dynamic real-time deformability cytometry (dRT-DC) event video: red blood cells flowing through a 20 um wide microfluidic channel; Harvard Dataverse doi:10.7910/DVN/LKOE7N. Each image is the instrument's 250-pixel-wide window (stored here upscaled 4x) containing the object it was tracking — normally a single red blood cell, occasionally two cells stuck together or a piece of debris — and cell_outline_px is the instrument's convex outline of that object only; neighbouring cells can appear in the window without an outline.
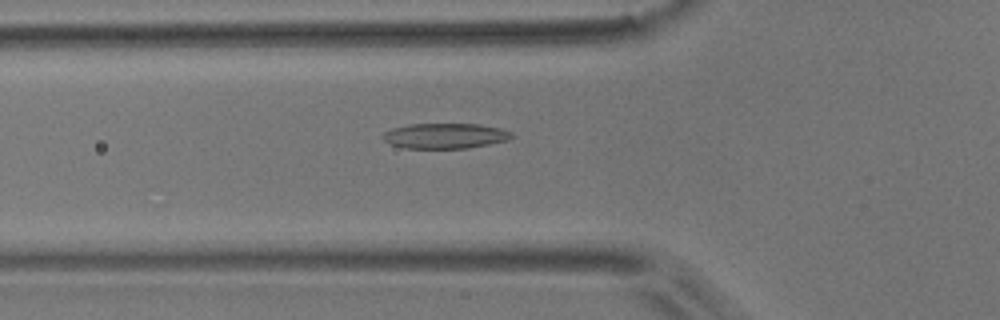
{"species": "common noctule bat (a hibernating species)", "species_latin": "Nyctalus noctula", "temperature_condition": "room temperature", "stored_images_in_passage": 50, "camera_frame_rate_fps": 3000, "um_per_image_px": 0.085, "animal": {"sex": "male", "body_mass_g": 17.9}, "frame": {"image": 1, "passage_image": 19, "time_ms": 6.0, "image_size_px": [1000, 320], "cell_outline_px": [[512, 136], [508, 140], [468, 148], [404, 148], [392, 144], [384, 140], [380, 136], [384, 132], [392, 128], [408, 124], [480, 124], [500, 128], [512, 132]], "centroid_in_image_um": [37.81, 11.54], "position_along_channel_um": 88.0, "area_um2": 18.96}}
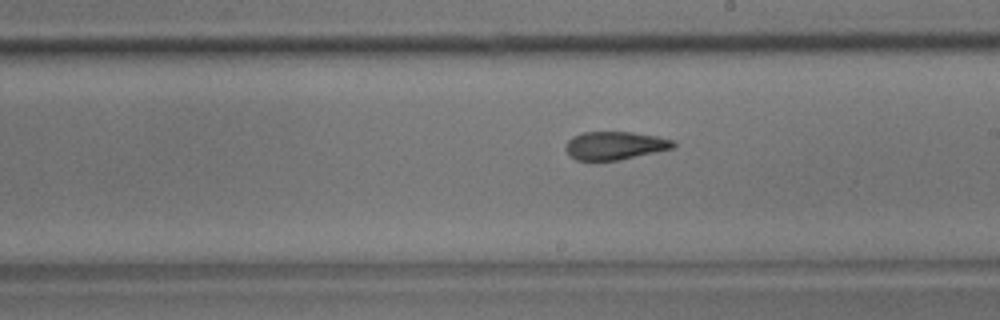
{"frame": {"image": 2, "passage_image": 31, "time_ms": 10.0, "image_size_px": [1000, 320], "cell_outline_px": [[676, 148], [620, 160], [576, 160], [564, 148], [568, 140], [572, 136], [584, 132], [632, 132], [656, 136], [672, 140], [676, 144]], "centroid_in_image_um": [52.29, 12.37], "position_along_channel_um": 236.7, "area_um2": 17.69}}
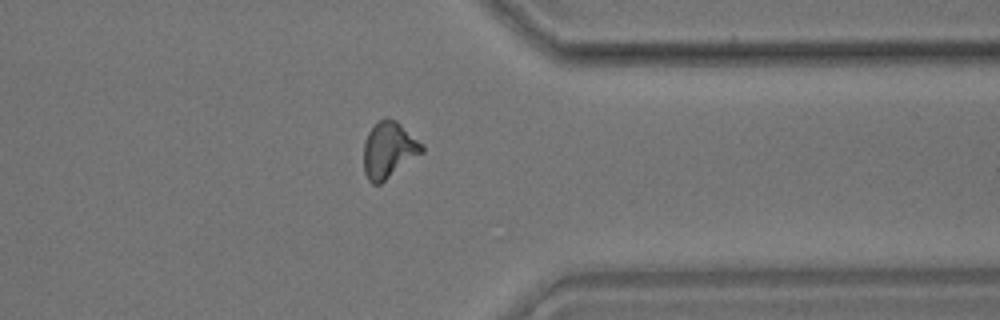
{"frame": {"image": 3, "passage_image": 43, "time_ms": 14.0, "image_size_px": [1000, 320], "cell_outline_px": [[424, 152], [380, 184], [372, 184], [368, 180], [364, 172], [364, 144], [368, 132], [384, 116], [396, 120], [424, 144]], "centroid_in_image_um": [33.06, 12.74], "position_along_channel_um": 378.3, "area_um2": 19.13}, "authors_computed_cell_mechanics": {"area_um2": 18.8717, "velocity_mm_per_s": 3.7055, "shape_relaxation_time_tau1_ms": 9.2512, "shape_relaxation_time_tau2_ms": 3.6437, "deformation_change_tau1": 0.2273, "deformation_change_tau2": 0.1189}}